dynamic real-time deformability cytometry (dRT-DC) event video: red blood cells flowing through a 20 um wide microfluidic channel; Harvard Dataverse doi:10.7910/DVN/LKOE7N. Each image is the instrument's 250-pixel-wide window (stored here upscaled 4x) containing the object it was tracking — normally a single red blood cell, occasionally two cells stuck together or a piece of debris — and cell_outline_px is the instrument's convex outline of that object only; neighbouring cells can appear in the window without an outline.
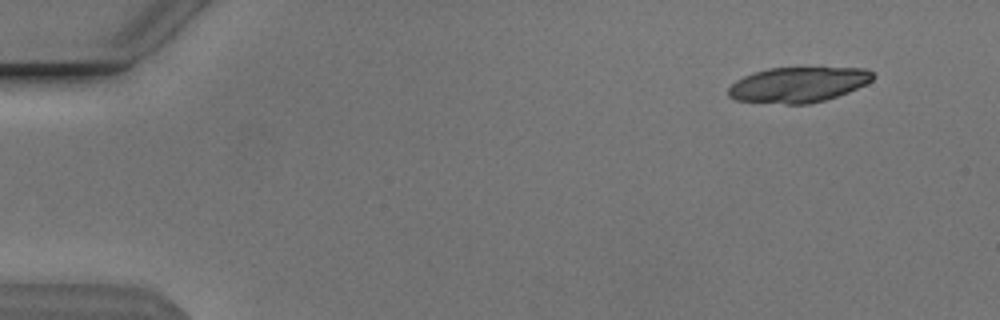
{"species": "Egyptian fruit bat (a non-hibernating species)", "species_latin": "Rousettus aegyptiacus", "temperature_condition": "cold", "stored_images_in_passage": 49, "segment_of_instrument_passage": [1, 2], "camera_frame_rate_fps": 3000, "um_per_image_px": 0.085, "animal": {"sex": "male"}, "frame": {"image": 1, "passage_image": 1, "time_ms": 0.0, "image_size_px": [1000, 320], "cell_outline_px": [[876, 76], [872, 80], [848, 92], [824, 100], [808, 104], [784, 104], [736, 100], [728, 96], [728, 88], [736, 80], [744, 76], [768, 68], [868, 68]], "centroid_in_image_um": [67.84, 7.2], "position_along_channel_um": 17.2, "area_um2": 29.54}}